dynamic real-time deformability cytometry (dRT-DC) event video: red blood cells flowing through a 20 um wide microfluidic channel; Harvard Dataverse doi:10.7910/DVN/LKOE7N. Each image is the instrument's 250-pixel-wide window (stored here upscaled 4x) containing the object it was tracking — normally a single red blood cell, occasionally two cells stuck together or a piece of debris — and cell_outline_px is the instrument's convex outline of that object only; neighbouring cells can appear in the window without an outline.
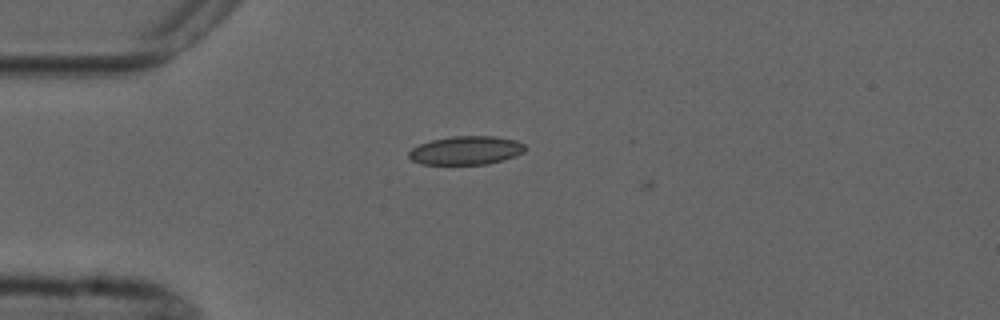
{"species": "common noctule bat (a hibernating species)", "species_latin": "Nyctalus noctula", "temperature_condition": "cold", "stored_images_in_passage": 4, "camera_frame_rate_fps": 3000, "um_per_image_px": 0.085, "animal": {"sex": "male", "forearm_length_mm": 52.5}, "frame": {"image": 1, "passage_image": 3, "time_ms": 3.0, "image_size_px": [1000, 320], "cell_outline_px": [[524, 152], [516, 156], [504, 160], [488, 164], [420, 164], [412, 160], [408, 156], [408, 152], [412, 148], [420, 144], [432, 140], [452, 136], [496, 136], [516, 140], [524, 144]], "centroid_in_image_um": [39.62, 12.78], "position_along_channel_um": 45.4, "area_um2": 19.42}}
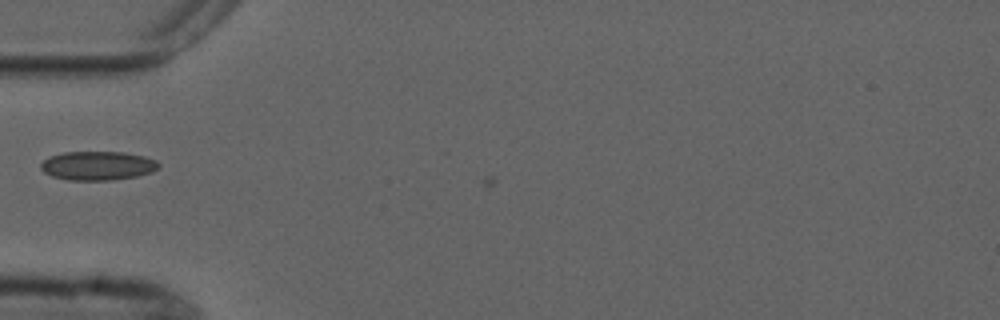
{"frame": {"image": 2, "passage_image": 4, "time_ms": 4.333, "image_size_px": [1000, 320], "cell_outline_px": [[160, 164], [152, 172], [136, 176], [112, 180], [68, 180], [52, 176], [44, 172], [40, 168], [40, 164], [48, 156], [64, 152], [124, 152], [144, 156], [156, 160]], "centroid_in_image_um": [8.28, 14.08], "position_along_channel_um": 76.7, "area_um2": 19.88}}